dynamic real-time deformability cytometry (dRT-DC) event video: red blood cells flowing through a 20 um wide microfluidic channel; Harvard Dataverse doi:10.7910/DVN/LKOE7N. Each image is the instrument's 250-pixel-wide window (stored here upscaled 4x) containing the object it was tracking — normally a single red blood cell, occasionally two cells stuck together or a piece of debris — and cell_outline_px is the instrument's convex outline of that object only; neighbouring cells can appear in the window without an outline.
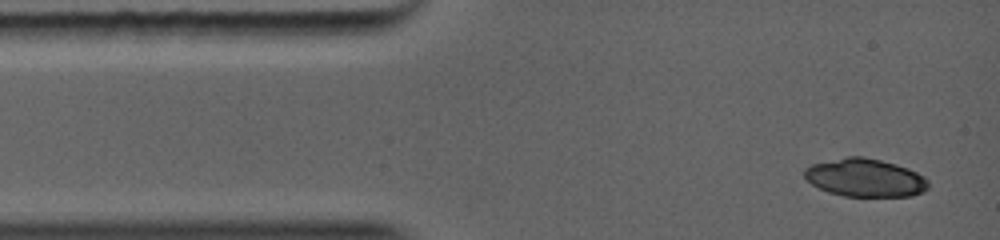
{"species": "common noctule bat (a hibernating species)", "species_latin": "Nyctalus noctula", "temperature_condition": "warm", "stored_images_in_passage": 4, "camera_frame_rate_fps": 5000, "um_per_image_px": 0.085, "animal": {"sex": "female", "body_mass_g": 19.0, "forearm_length_mm": 56.7}, "frame": {"image": 1, "passage_image": 1, "time_ms": 0.0, "image_size_px": [1000, 240], "cell_outline_px": [[928, 188], [924, 192], [912, 196], [844, 196], [828, 192], [812, 184], [804, 176], [804, 168], [808, 164], [848, 156], [864, 156], [896, 164], [908, 168], [924, 176], [928, 180]], "centroid_in_image_um": [73.53, 15.1], "position_along_channel_um": 11.5, "area_um2": 27.69}}